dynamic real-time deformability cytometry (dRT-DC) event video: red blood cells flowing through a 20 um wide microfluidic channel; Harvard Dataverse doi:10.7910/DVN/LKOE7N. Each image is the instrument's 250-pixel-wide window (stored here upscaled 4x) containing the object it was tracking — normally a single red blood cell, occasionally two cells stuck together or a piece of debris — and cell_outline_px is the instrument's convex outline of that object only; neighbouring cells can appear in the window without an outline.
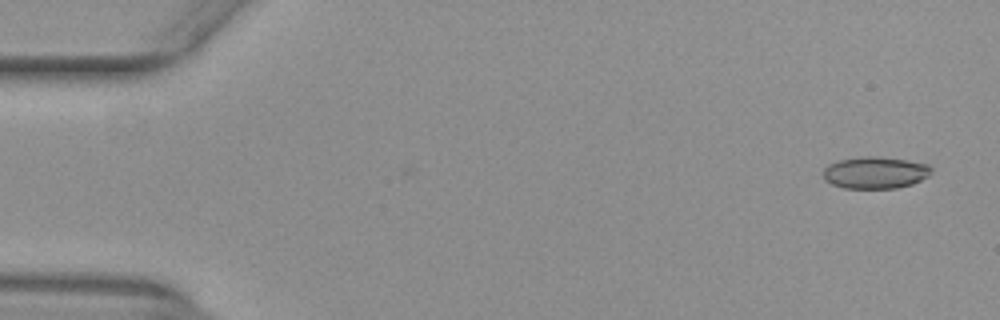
{"species": "common noctule bat (a hibernating species)", "species_latin": "Nyctalus noctula", "temperature_condition": "warm", "stored_images_in_passage": 46, "camera_frame_rate_fps": 3000, "um_per_image_px": 0.085, "animal": {"sex": "female", "body_mass_g": 29.2, "forearm_length_mm": 56.3}, "frame": {"image": 1, "passage_image": 1, "time_ms": 0.0, "image_size_px": [1000, 320], "cell_outline_px": [[932, 172], [928, 176], [912, 184], [896, 188], [844, 188], [832, 184], [824, 180], [824, 168], [828, 164], [836, 160], [860, 156], [880, 156], [928, 164], [932, 168]], "centroid_in_image_um": [74.37, 14.66], "position_along_channel_um": 10.6, "area_um2": 20.23}}
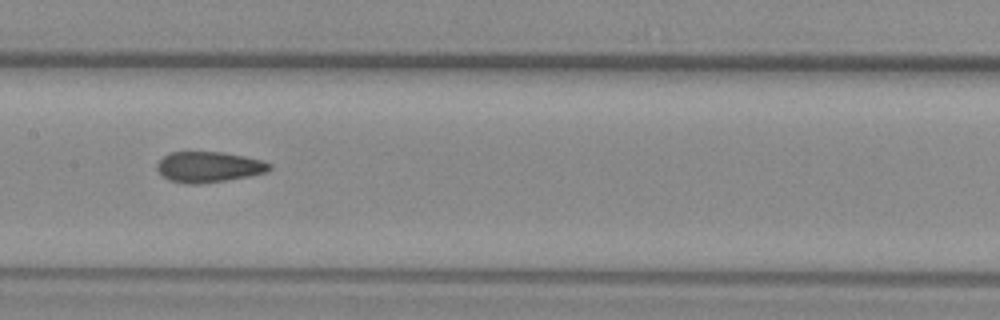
{"frame": {"image": 2, "passage_image": 25, "time_ms": 8.0, "image_size_px": [1000, 320], "cell_outline_px": [[272, 168], [268, 172], [248, 176], [224, 180], [196, 184], [188, 184], [168, 180], [156, 168], [156, 164], [168, 152], [224, 152], [264, 160], [272, 164]], "centroid_in_image_um": [17.77, 14.18], "position_along_channel_um": 189.6, "area_um2": 20.11}}
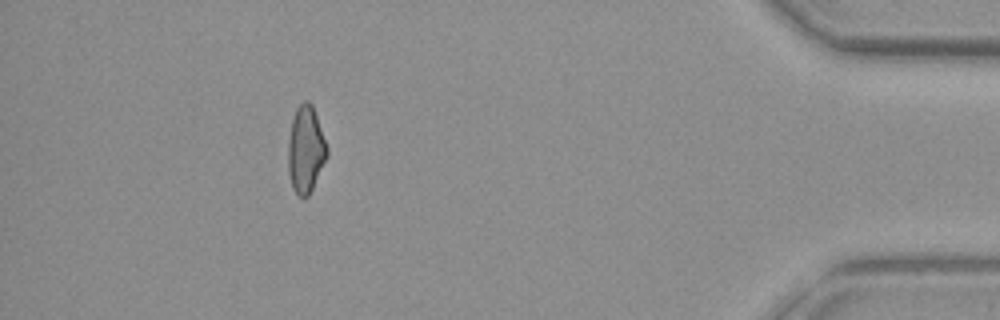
{"frame": {"image": 3, "passage_image": 46, "time_ms": 15.0, "image_size_px": [1000, 320], "cell_outline_px": [[328, 156], [308, 196], [304, 200], [296, 196], [292, 188], [288, 172], [288, 140], [292, 120], [296, 108], [304, 100], [308, 100], [312, 104], [328, 148]], "centroid_in_image_um": [25.97, 12.74], "position_along_channel_um": 409.2, "area_um2": 19.88}, "authors_computed_cell_mechanics": {"area_um2": 20.23, "velocity_mm_per_s": 3.9647, "shape_relaxation_time_tau1_ms": null, "shape_relaxation_time_tau2_ms": 1.9344, "deformation_change_tau1": null, "deformation_change_tau2": 0.0795}}